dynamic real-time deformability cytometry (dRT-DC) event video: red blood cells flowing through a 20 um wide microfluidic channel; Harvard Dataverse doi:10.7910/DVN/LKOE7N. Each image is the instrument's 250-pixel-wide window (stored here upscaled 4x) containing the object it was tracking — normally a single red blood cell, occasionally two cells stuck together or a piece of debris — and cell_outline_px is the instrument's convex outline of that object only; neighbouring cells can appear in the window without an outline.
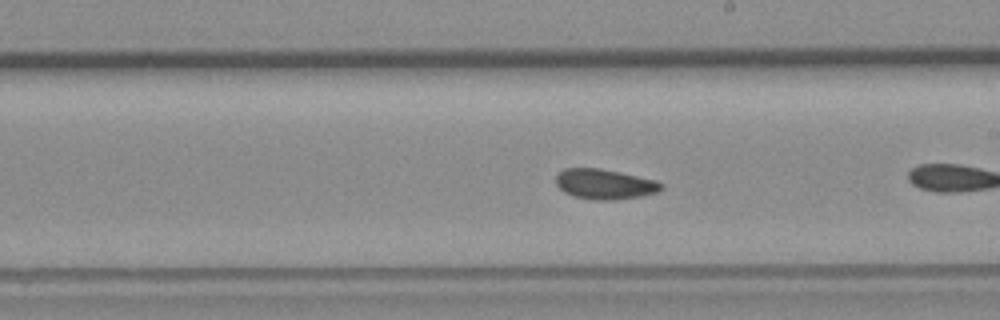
{"species": "common noctule bat (a hibernating species)", "species_latin": "Nyctalus noctula", "temperature_condition": "room temperature", "stored_images_in_passage": 22, "camera_frame_rate_fps": 3000, "um_per_image_px": 0.085, "animal": {"sex": "female", "body_mass_g": 19.3, "forearm_length_mm": 54.1}, "frame": {"image": 1, "passage_image": 16, "time_ms": 5.0, "image_size_px": [1000, 320], "cell_outline_px": [[664, 188], [660, 192], [640, 196], [612, 200], [596, 200], [572, 196], [564, 192], [556, 184], [556, 176], [564, 168], [600, 168], [620, 172], [656, 180], [664, 184]], "centroid_in_image_um": [51.42, 15.65], "position_along_channel_um": 237.6, "area_um2": 18.61}}
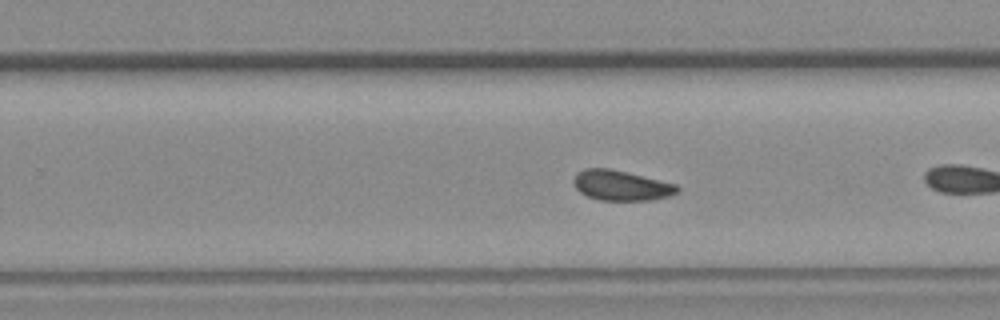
{"frame": {"image": 2, "passage_image": 19, "time_ms": 6.0, "image_size_px": [1000, 320], "cell_outline_px": [[680, 192], [668, 196], [652, 200], [600, 200], [588, 196], [580, 192], [572, 184], [572, 180], [576, 172], [584, 168], [608, 168], [628, 172], [676, 184], [680, 188]], "centroid_in_image_um": [52.78, 15.75], "position_along_channel_um": 277.0, "area_um2": 18.38}}